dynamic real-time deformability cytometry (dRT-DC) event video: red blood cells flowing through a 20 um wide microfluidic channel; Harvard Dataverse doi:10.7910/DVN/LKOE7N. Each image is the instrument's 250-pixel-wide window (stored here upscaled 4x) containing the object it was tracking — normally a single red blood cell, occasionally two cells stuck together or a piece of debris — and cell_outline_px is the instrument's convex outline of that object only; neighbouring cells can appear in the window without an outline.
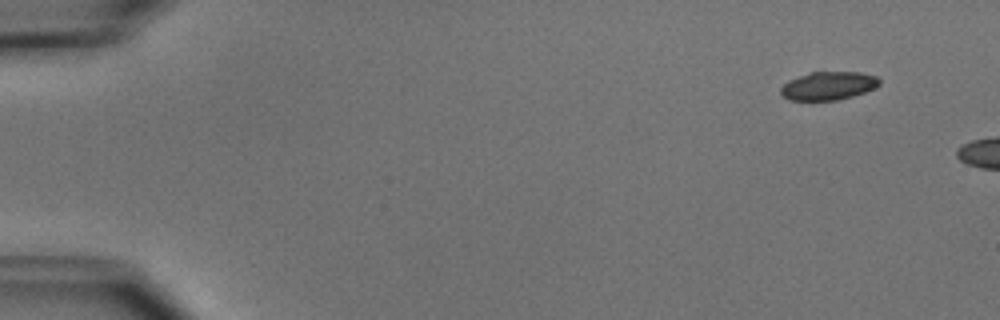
{"species": "common noctule bat (a hibernating species)", "species_latin": "Nyctalus noctula", "temperature_condition": "cold", "stored_images_in_passage": 2, "camera_frame_rate_fps": 3000, "um_per_image_px": 0.085, "animal": {"sex": "male", "body_mass_g": 15.6}, "frame": {"image": 1, "passage_image": 1, "time_ms": 0.0, "image_size_px": [1000, 320], "cell_outline_px": [[880, 84], [876, 88], [852, 96], [836, 100], [788, 100], [780, 92], [780, 88], [788, 80], [812, 72], [860, 72], [876, 76], [880, 80]], "centroid_in_image_um": [70.42, 7.29], "position_along_channel_um": 14.6, "area_um2": 16.18}}